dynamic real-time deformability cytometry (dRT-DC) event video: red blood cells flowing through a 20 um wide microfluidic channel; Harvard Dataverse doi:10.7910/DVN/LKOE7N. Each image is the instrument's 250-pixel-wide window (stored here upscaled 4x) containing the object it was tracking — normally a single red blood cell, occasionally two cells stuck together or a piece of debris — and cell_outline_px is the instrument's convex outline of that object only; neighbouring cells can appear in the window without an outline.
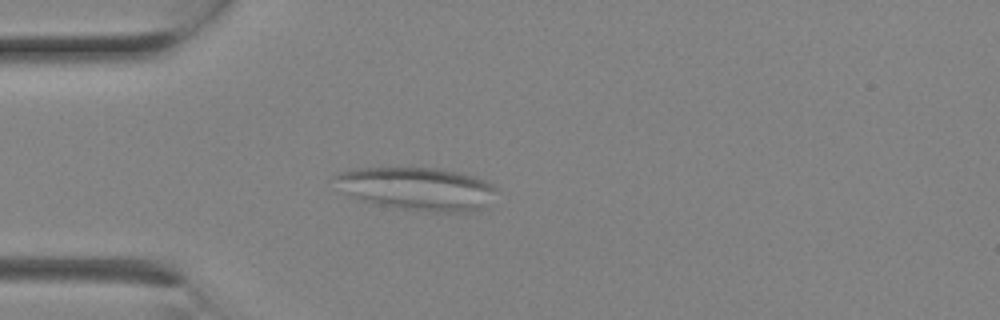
{"species": "Egyptian fruit bat (a non-hibernating species)", "species_latin": "Rousettus aegyptiacus", "temperature_condition": "room temperature", "stored_images_in_passage": 1, "camera_frame_rate_fps": 3000, "um_per_image_px": 0.085, "animal": {"sex": "female"}, "frame": {"image": 1, "passage_image": 1, "time_ms": 0.0, "image_size_px": [1000, 320], "cell_outline_px": [[496, 188], [484, 208], [476, 212], [428, 212], [400, 208], [380, 204], [344, 192], [336, 176], [340, 172], [356, 168], [440, 168], [476, 176], [488, 180]], "centroid_in_image_um": [35.59, 16.04], "position_along_channel_um": 49.4, "area_um2": 39.77}}